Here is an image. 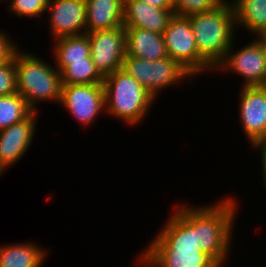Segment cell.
Segmentation results:
<instances>
[{"label":"cell","mask_w":266,"mask_h":267,"mask_svg":"<svg viewBox=\"0 0 266 267\" xmlns=\"http://www.w3.org/2000/svg\"><path fill=\"white\" fill-rule=\"evenodd\" d=\"M266 49V26L253 36Z\"/></svg>","instance_id":"obj_29"},{"label":"cell","mask_w":266,"mask_h":267,"mask_svg":"<svg viewBox=\"0 0 266 267\" xmlns=\"http://www.w3.org/2000/svg\"><path fill=\"white\" fill-rule=\"evenodd\" d=\"M38 115L33 112L22 122L0 130V167L4 172L16 165L33 146Z\"/></svg>","instance_id":"obj_13"},{"label":"cell","mask_w":266,"mask_h":267,"mask_svg":"<svg viewBox=\"0 0 266 267\" xmlns=\"http://www.w3.org/2000/svg\"><path fill=\"white\" fill-rule=\"evenodd\" d=\"M51 64L20 46L15 51L17 93L34 112H40L37 107L44 101L59 105L61 100V73Z\"/></svg>","instance_id":"obj_4"},{"label":"cell","mask_w":266,"mask_h":267,"mask_svg":"<svg viewBox=\"0 0 266 267\" xmlns=\"http://www.w3.org/2000/svg\"><path fill=\"white\" fill-rule=\"evenodd\" d=\"M59 105L80 126H92L101 113L105 114L103 84L63 85Z\"/></svg>","instance_id":"obj_9"},{"label":"cell","mask_w":266,"mask_h":267,"mask_svg":"<svg viewBox=\"0 0 266 267\" xmlns=\"http://www.w3.org/2000/svg\"><path fill=\"white\" fill-rule=\"evenodd\" d=\"M34 111L19 93L0 96V130L27 119Z\"/></svg>","instance_id":"obj_20"},{"label":"cell","mask_w":266,"mask_h":267,"mask_svg":"<svg viewBox=\"0 0 266 267\" xmlns=\"http://www.w3.org/2000/svg\"><path fill=\"white\" fill-rule=\"evenodd\" d=\"M46 13L52 40L86 34L85 0H49Z\"/></svg>","instance_id":"obj_12"},{"label":"cell","mask_w":266,"mask_h":267,"mask_svg":"<svg viewBox=\"0 0 266 267\" xmlns=\"http://www.w3.org/2000/svg\"><path fill=\"white\" fill-rule=\"evenodd\" d=\"M173 209L142 253L154 267H222L197 246L196 205L181 203Z\"/></svg>","instance_id":"obj_1"},{"label":"cell","mask_w":266,"mask_h":267,"mask_svg":"<svg viewBox=\"0 0 266 267\" xmlns=\"http://www.w3.org/2000/svg\"><path fill=\"white\" fill-rule=\"evenodd\" d=\"M141 252V253H140ZM139 252V256H137V261L134 263L135 265L138 263V267H154L153 263L142 253Z\"/></svg>","instance_id":"obj_28"},{"label":"cell","mask_w":266,"mask_h":267,"mask_svg":"<svg viewBox=\"0 0 266 267\" xmlns=\"http://www.w3.org/2000/svg\"><path fill=\"white\" fill-rule=\"evenodd\" d=\"M227 195L208 205L196 206L197 246L200 251L211 255L222 267L227 265L231 256L239 210V202L236 200L238 197Z\"/></svg>","instance_id":"obj_2"},{"label":"cell","mask_w":266,"mask_h":267,"mask_svg":"<svg viewBox=\"0 0 266 267\" xmlns=\"http://www.w3.org/2000/svg\"><path fill=\"white\" fill-rule=\"evenodd\" d=\"M17 92L15 52L13 56L0 65V96Z\"/></svg>","instance_id":"obj_24"},{"label":"cell","mask_w":266,"mask_h":267,"mask_svg":"<svg viewBox=\"0 0 266 267\" xmlns=\"http://www.w3.org/2000/svg\"><path fill=\"white\" fill-rule=\"evenodd\" d=\"M126 34V55L146 60L168 57L163 34L133 27H124Z\"/></svg>","instance_id":"obj_15"},{"label":"cell","mask_w":266,"mask_h":267,"mask_svg":"<svg viewBox=\"0 0 266 267\" xmlns=\"http://www.w3.org/2000/svg\"><path fill=\"white\" fill-rule=\"evenodd\" d=\"M237 33L244 30L251 36L266 26V0H233Z\"/></svg>","instance_id":"obj_19"},{"label":"cell","mask_w":266,"mask_h":267,"mask_svg":"<svg viewBox=\"0 0 266 267\" xmlns=\"http://www.w3.org/2000/svg\"><path fill=\"white\" fill-rule=\"evenodd\" d=\"M53 65L60 73L71 63L91 58V45L87 34L64 36L52 41Z\"/></svg>","instance_id":"obj_18"},{"label":"cell","mask_w":266,"mask_h":267,"mask_svg":"<svg viewBox=\"0 0 266 267\" xmlns=\"http://www.w3.org/2000/svg\"><path fill=\"white\" fill-rule=\"evenodd\" d=\"M3 173H6L3 171V169L0 167V177L3 176Z\"/></svg>","instance_id":"obj_30"},{"label":"cell","mask_w":266,"mask_h":267,"mask_svg":"<svg viewBox=\"0 0 266 267\" xmlns=\"http://www.w3.org/2000/svg\"><path fill=\"white\" fill-rule=\"evenodd\" d=\"M174 14L189 16L192 14L207 12L220 5L222 0H172Z\"/></svg>","instance_id":"obj_23"},{"label":"cell","mask_w":266,"mask_h":267,"mask_svg":"<svg viewBox=\"0 0 266 267\" xmlns=\"http://www.w3.org/2000/svg\"><path fill=\"white\" fill-rule=\"evenodd\" d=\"M159 9H174L172 0H138Z\"/></svg>","instance_id":"obj_27"},{"label":"cell","mask_w":266,"mask_h":267,"mask_svg":"<svg viewBox=\"0 0 266 267\" xmlns=\"http://www.w3.org/2000/svg\"><path fill=\"white\" fill-rule=\"evenodd\" d=\"M103 87L105 114L129 127L141 125L157 102L122 68L104 77Z\"/></svg>","instance_id":"obj_5"},{"label":"cell","mask_w":266,"mask_h":267,"mask_svg":"<svg viewBox=\"0 0 266 267\" xmlns=\"http://www.w3.org/2000/svg\"><path fill=\"white\" fill-rule=\"evenodd\" d=\"M243 44L244 47L237 48L235 43L227 50L223 61L214 69L218 74H230L232 72L236 76L243 78L242 86H266V49L254 38ZM236 41V42H235ZM237 48V49H236Z\"/></svg>","instance_id":"obj_8"},{"label":"cell","mask_w":266,"mask_h":267,"mask_svg":"<svg viewBox=\"0 0 266 267\" xmlns=\"http://www.w3.org/2000/svg\"><path fill=\"white\" fill-rule=\"evenodd\" d=\"M239 92L238 124L252 146L266 137V86L241 87Z\"/></svg>","instance_id":"obj_11"},{"label":"cell","mask_w":266,"mask_h":267,"mask_svg":"<svg viewBox=\"0 0 266 267\" xmlns=\"http://www.w3.org/2000/svg\"><path fill=\"white\" fill-rule=\"evenodd\" d=\"M199 55L215 69L234 42L236 29L232 2L225 1L215 9L187 16Z\"/></svg>","instance_id":"obj_3"},{"label":"cell","mask_w":266,"mask_h":267,"mask_svg":"<svg viewBox=\"0 0 266 267\" xmlns=\"http://www.w3.org/2000/svg\"><path fill=\"white\" fill-rule=\"evenodd\" d=\"M174 9H159L146 2L124 0L123 26L149 30L163 34Z\"/></svg>","instance_id":"obj_14"},{"label":"cell","mask_w":266,"mask_h":267,"mask_svg":"<svg viewBox=\"0 0 266 267\" xmlns=\"http://www.w3.org/2000/svg\"><path fill=\"white\" fill-rule=\"evenodd\" d=\"M168 57L178 61L195 78L214 69L199 55L187 16L173 15L163 33ZM199 74V75H198ZM202 74V75H201ZM198 75V76H197Z\"/></svg>","instance_id":"obj_7"},{"label":"cell","mask_w":266,"mask_h":267,"mask_svg":"<svg viewBox=\"0 0 266 267\" xmlns=\"http://www.w3.org/2000/svg\"><path fill=\"white\" fill-rule=\"evenodd\" d=\"M8 11L16 17L33 19L46 14L49 0H7Z\"/></svg>","instance_id":"obj_22"},{"label":"cell","mask_w":266,"mask_h":267,"mask_svg":"<svg viewBox=\"0 0 266 267\" xmlns=\"http://www.w3.org/2000/svg\"><path fill=\"white\" fill-rule=\"evenodd\" d=\"M122 69L135 78L155 100L171 86L176 87V84L180 85L186 80V83L196 82V78L187 69L170 57L146 60L126 55Z\"/></svg>","instance_id":"obj_6"},{"label":"cell","mask_w":266,"mask_h":267,"mask_svg":"<svg viewBox=\"0 0 266 267\" xmlns=\"http://www.w3.org/2000/svg\"><path fill=\"white\" fill-rule=\"evenodd\" d=\"M49 251L33 241L0 244V267H43Z\"/></svg>","instance_id":"obj_17"},{"label":"cell","mask_w":266,"mask_h":267,"mask_svg":"<svg viewBox=\"0 0 266 267\" xmlns=\"http://www.w3.org/2000/svg\"><path fill=\"white\" fill-rule=\"evenodd\" d=\"M62 85L103 84L104 77L99 73L92 58L71 62L61 72Z\"/></svg>","instance_id":"obj_21"},{"label":"cell","mask_w":266,"mask_h":267,"mask_svg":"<svg viewBox=\"0 0 266 267\" xmlns=\"http://www.w3.org/2000/svg\"><path fill=\"white\" fill-rule=\"evenodd\" d=\"M249 148L254 149L255 151H257V153L259 152L260 156V165H261V172H262V183L261 185H263L266 190V137L263 139L258 140L257 142H255L252 147L250 146Z\"/></svg>","instance_id":"obj_26"},{"label":"cell","mask_w":266,"mask_h":267,"mask_svg":"<svg viewBox=\"0 0 266 267\" xmlns=\"http://www.w3.org/2000/svg\"><path fill=\"white\" fill-rule=\"evenodd\" d=\"M86 32L123 26L124 0H85Z\"/></svg>","instance_id":"obj_16"},{"label":"cell","mask_w":266,"mask_h":267,"mask_svg":"<svg viewBox=\"0 0 266 267\" xmlns=\"http://www.w3.org/2000/svg\"><path fill=\"white\" fill-rule=\"evenodd\" d=\"M8 33L0 30V65L8 61L19 47Z\"/></svg>","instance_id":"obj_25"},{"label":"cell","mask_w":266,"mask_h":267,"mask_svg":"<svg viewBox=\"0 0 266 267\" xmlns=\"http://www.w3.org/2000/svg\"><path fill=\"white\" fill-rule=\"evenodd\" d=\"M91 45V58L99 73L106 77L123 67L126 56L124 27L86 32Z\"/></svg>","instance_id":"obj_10"}]
</instances>
